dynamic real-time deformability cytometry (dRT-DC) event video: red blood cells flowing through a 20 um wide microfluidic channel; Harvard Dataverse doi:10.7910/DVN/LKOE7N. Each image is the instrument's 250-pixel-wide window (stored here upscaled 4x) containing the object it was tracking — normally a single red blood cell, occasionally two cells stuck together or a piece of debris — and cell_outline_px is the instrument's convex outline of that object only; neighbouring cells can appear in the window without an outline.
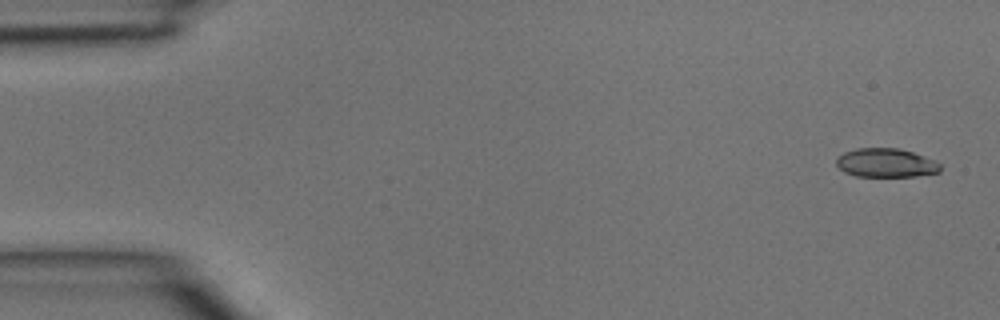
{"species": "common noctule bat (a hibernating species)", "species_latin": "Nyctalus noctula", "temperature_condition": "room temperature", "stored_images_in_passage": 5, "segment_of_instrument_passage": [1, 2], "camera_frame_rate_fps": 3000, "um_per_image_px": 0.085, "animal": {"sex": "male", "body_mass_g": 15.6}, "frame": {"image": 1, "passage_image": 1, "time_ms": 0.0, "image_size_px": [1000, 320], "cell_outline_px": [[940, 172], [916, 176], [856, 176], [844, 172], [836, 164], [836, 160], [844, 152], [856, 148], [896, 148], [912, 152], [936, 160], [940, 164]], "centroid_in_image_um": [75.32, 13.84], "position_along_channel_um": 9.7, "area_um2": 17.4}}
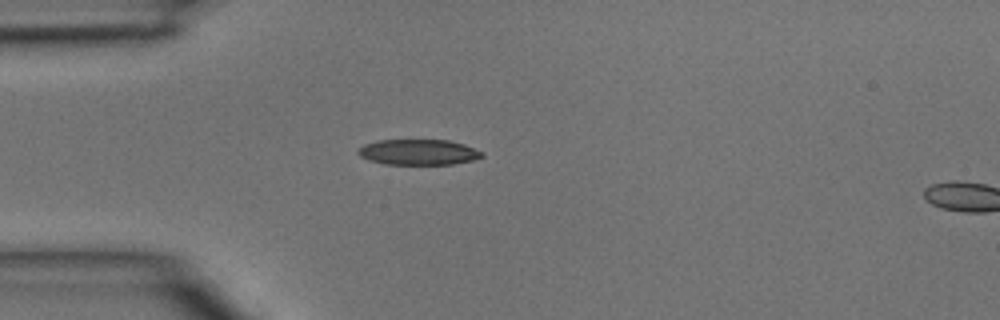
{"frame": {"image": 2, "passage_image": 4, "time_ms": 1.0, "image_size_px": [1000, 320], "cell_outline_px": [[484, 156], [472, 160], [452, 164], [384, 164], [368, 160], [360, 156], [356, 152], [364, 144], [376, 140], [448, 140], [464, 144], [484, 152]], "centroid_in_image_um": [35.56, 12.93], "position_along_channel_um": 49.4, "area_um2": 18.5}}